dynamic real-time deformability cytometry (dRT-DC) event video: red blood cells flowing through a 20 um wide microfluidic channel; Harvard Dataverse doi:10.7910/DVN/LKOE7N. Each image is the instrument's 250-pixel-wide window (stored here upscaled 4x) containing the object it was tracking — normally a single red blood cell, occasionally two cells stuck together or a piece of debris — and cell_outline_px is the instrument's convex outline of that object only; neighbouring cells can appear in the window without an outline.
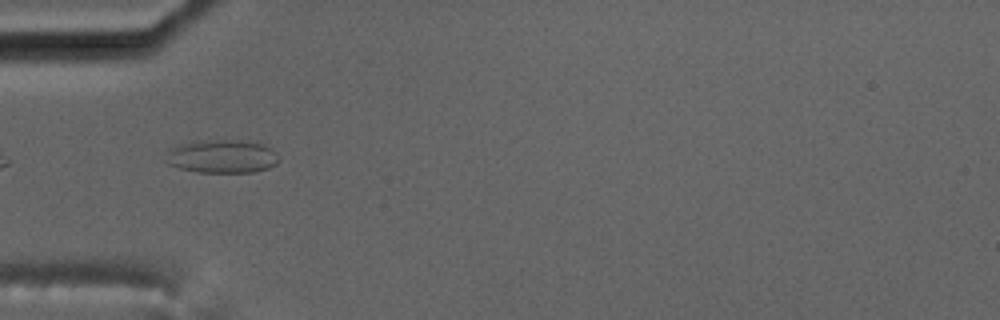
{"species": "common noctule bat (a hibernating species)", "species_latin": "Nyctalus noctula", "temperature_condition": "cold", "stored_images_in_passage": 6, "camera_frame_rate_fps": 3000, "um_per_image_px": 0.085, "animal": {"sex": "male", "body_mass_g": 17.5, "forearm_length_mm": 52.3}, "frame": {"image": 1, "passage_image": 5, "time_ms": 5.333, "image_size_px": [1000, 320], "cell_outline_px": [[280, 160], [276, 164], [268, 168], [252, 172], [196, 172], [180, 168], [168, 164], [164, 160], [168, 148], [176, 144], [192, 140], [256, 140], [272, 148], [280, 156]], "centroid_in_image_um": [18.86, 13.26], "position_along_channel_um": 66.1, "area_um2": 22.77}}